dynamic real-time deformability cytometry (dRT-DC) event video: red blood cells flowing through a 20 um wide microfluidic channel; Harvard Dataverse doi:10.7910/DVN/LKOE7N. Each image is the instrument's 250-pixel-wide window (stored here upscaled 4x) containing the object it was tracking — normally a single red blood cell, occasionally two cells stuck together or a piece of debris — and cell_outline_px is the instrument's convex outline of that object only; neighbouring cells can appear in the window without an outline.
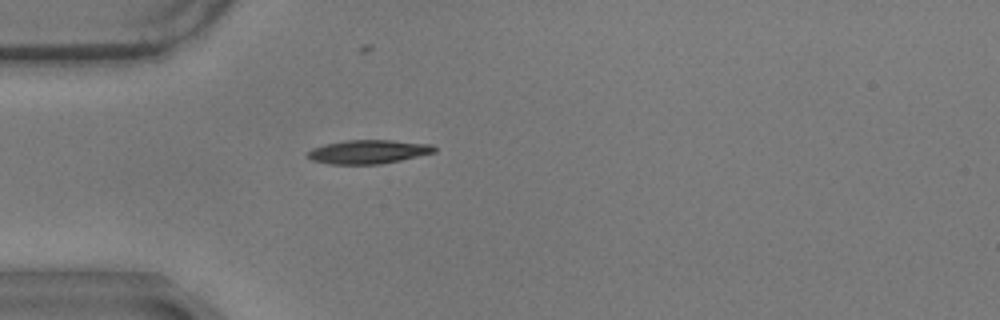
{"species": "common noctule bat (a hibernating species)", "species_latin": "Nyctalus noctula", "temperature_condition": "warm", "stored_images_in_passage": 43, "camera_frame_rate_fps": 3000, "um_per_image_px": 0.085, "animal": {"sex": "male", "body_mass_g": 17.9}, "frame": {"image": 1, "passage_image": 2, "time_ms": 0.333, "image_size_px": [1000, 320], "cell_outline_px": [[436, 152], [400, 160], [380, 164], [328, 164], [312, 160], [308, 156], [308, 152], [312, 148], [324, 144], [344, 140], [392, 140], [432, 144], [436, 148]], "centroid_in_image_um": [31.31, 12.89], "position_along_channel_um": 53.7, "area_um2": 17.57}}
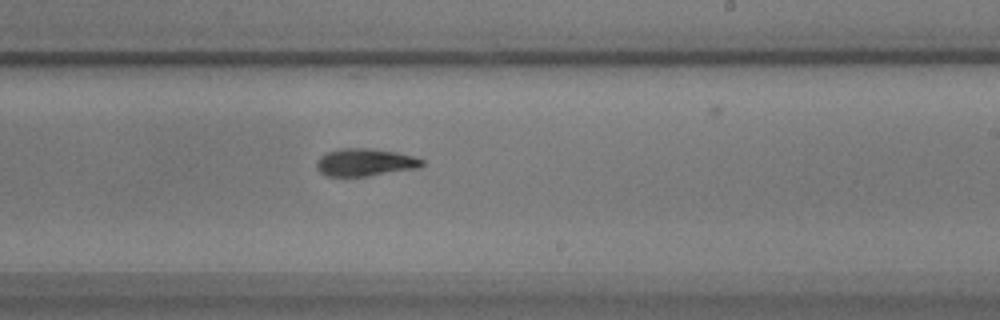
{"frame": {"image": 2, "passage_image": 20, "time_ms": 6.333, "image_size_px": [1000, 320], "cell_outline_px": [[424, 164], [420, 168], [364, 176], [324, 176], [316, 168], [316, 164], [320, 156], [328, 152], [340, 148], [372, 148], [396, 152], [412, 156], [424, 160]], "centroid_in_image_um": [31.02, 13.79], "position_along_channel_um": 258.0, "area_um2": 16.94}}
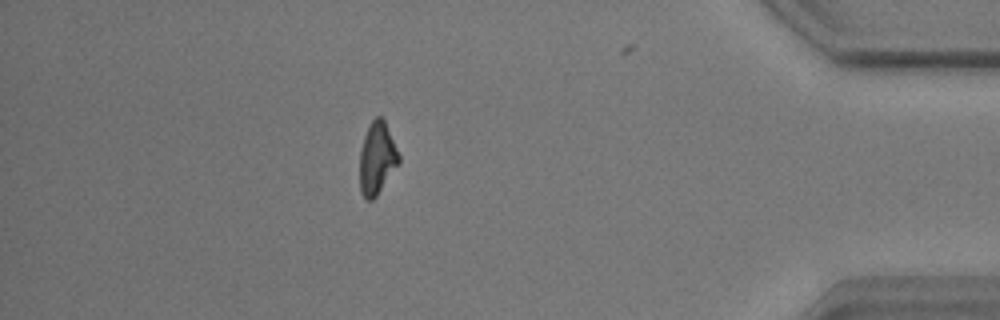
{"frame": {"image": 3, "passage_image": 36, "time_ms": 11.667, "image_size_px": [1000, 320], "cell_outline_px": [[400, 160], [376, 196], [372, 200], [368, 200], [364, 196], [360, 188], [360, 152], [364, 136], [372, 120], [376, 116], [380, 116], [384, 120], [400, 156]], "centroid_in_image_um": [32.03, 13.44], "position_along_channel_um": 403.2, "area_um2": 15.95}, "authors_computed_cell_mechanics": {"area_um2": 17.051, "velocity_mm_per_s": 3.5185, "shape_relaxation_time_tau1_ms": 6.8025, "shape_relaxation_time_tau2_ms": 2.2015, "deformation_change_tau1": 0.1961, "deformation_change_tau2": 0.0883}}